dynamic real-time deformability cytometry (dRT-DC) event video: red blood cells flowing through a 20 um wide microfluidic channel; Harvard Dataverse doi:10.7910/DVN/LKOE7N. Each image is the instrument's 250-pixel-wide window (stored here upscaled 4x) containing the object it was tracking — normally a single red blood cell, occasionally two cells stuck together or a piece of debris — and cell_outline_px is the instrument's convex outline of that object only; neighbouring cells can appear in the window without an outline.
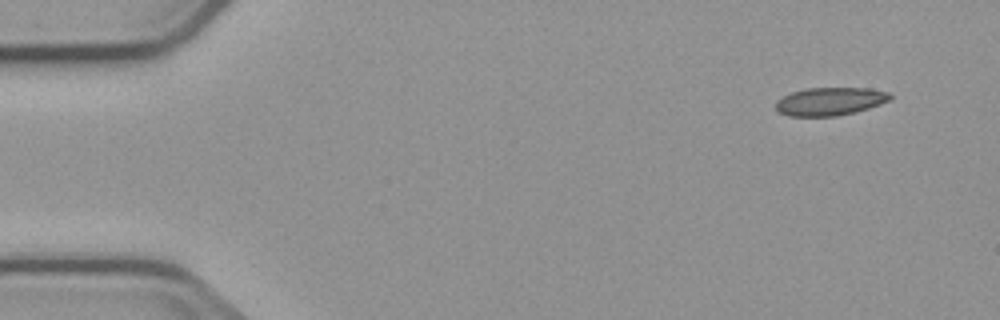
{"species": "common noctule bat (a hibernating species)", "species_latin": "Nyctalus noctula", "temperature_condition": "cold", "stored_images_in_passage": 5, "camera_frame_rate_fps": 3000, "um_per_image_px": 0.085, "animal": {"sex": "male", "body_mass_g": 23.1, "forearm_length_mm": 52.7}, "frame": {"image": 1, "passage_image": 1, "time_ms": 0.0, "image_size_px": [1000, 320], "cell_outline_px": [[892, 100], [868, 108], [836, 116], [788, 116], [780, 112], [776, 108], [776, 100], [792, 92], [804, 88], [868, 88], [888, 92], [892, 96]], "centroid_in_image_um": [70.55, 8.61], "position_along_channel_um": 14.4, "area_um2": 18.61}}
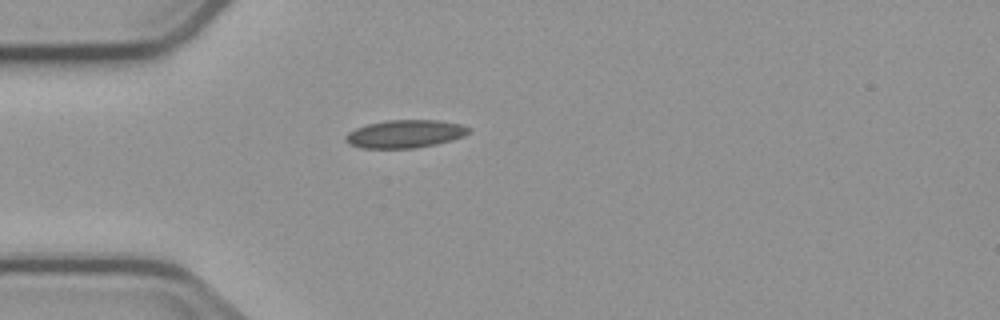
{"frame": {"image": 2, "passage_image": 4, "time_ms": 3.667, "image_size_px": [1000, 320], "cell_outline_px": [[472, 132], [464, 136], [452, 140], [436, 144], [416, 148], [360, 148], [348, 144], [344, 140], [344, 136], [348, 132], [356, 128], [368, 124], [388, 120], [436, 120], [460, 124], [472, 128]], "centroid_in_image_um": [34.44, 11.38], "position_along_channel_um": 50.6, "area_um2": 20.23}}